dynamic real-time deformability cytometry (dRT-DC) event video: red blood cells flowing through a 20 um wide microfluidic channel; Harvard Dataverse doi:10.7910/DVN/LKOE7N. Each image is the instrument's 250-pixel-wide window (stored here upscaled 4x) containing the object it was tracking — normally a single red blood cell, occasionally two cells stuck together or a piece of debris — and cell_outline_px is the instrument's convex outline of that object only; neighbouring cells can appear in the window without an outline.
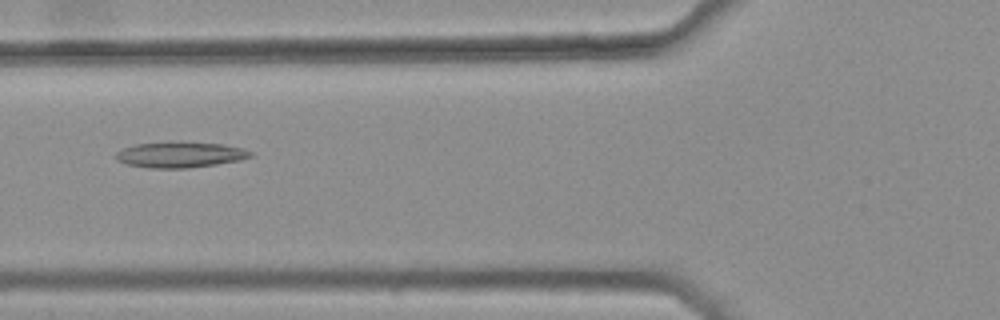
{"species": "common noctule bat (a hibernating species)", "species_latin": "Nyctalus noctula", "temperature_condition": "warm", "stored_images_in_passage": 32, "camera_frame_rate_fps": 3000, "um_per_image_px": 0.085, "animal": {"sex": "female", "body_mass_g": 25.1}, "frame": {"image": 1, "passage_image": 5, "time_ms": 1.333, "image_size_px": [1000, 320], "cell_outline_px": [[252, 156], [240, 160], [216, 164], [188, 168], [148, 168], [128, 164], [116, 160], [116, 152], [124, 148], [136, 144], [224, 144], [244, 148], [252, 152]], "centroid_in_image_um": [15.33, 13.19], "position_along_channel_um": 110.5, "area_um2": 19.31}}
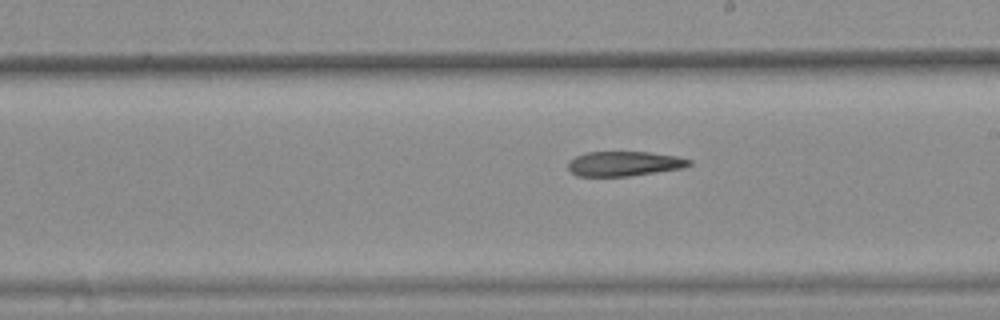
{"frame": {"image": 2, "passage_image": 15, "time_ms": 4.667, "image_size_px": [1000, 320], "cell_outline_px": [[692, 164], [684, 168], [628, 176], [576, 176], [568, 168], [568, 160], [576, 156], [588, 152], [648, 152], [676, 156], [692, 160]], "centroid_in_image_um": [53.06, 13.91], "position_along_channel_um": 235.9, "area_um2": 17.46}}
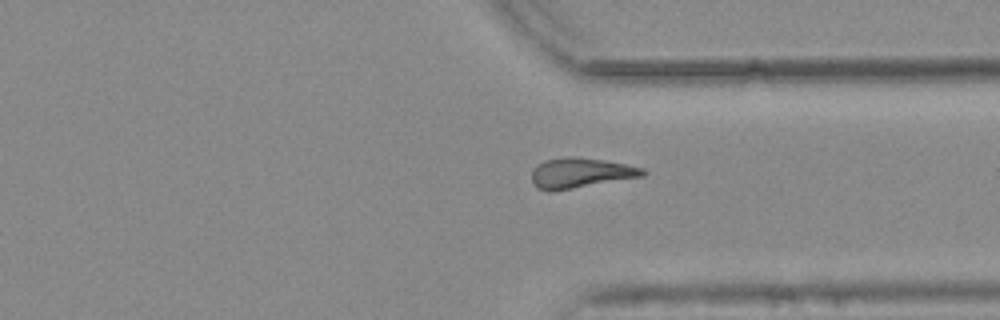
{"frame": {"image": 3, "passage_image": 25, "time_ms": 8.0, "image_size_px": [1000, 320], "cell_outline_px": [[648, 172], [644, 176], [552, 192], [548, 192], [536, 188], [532, 184], [532, 168], [536, 164], [544, 160], [568, 156], [576, 156], [604, 160], [644, 168]], "centroid_in_image_um": [49.3, 14.7], "position_along_channel_um": 362.1, "area_um2": 19.88}}